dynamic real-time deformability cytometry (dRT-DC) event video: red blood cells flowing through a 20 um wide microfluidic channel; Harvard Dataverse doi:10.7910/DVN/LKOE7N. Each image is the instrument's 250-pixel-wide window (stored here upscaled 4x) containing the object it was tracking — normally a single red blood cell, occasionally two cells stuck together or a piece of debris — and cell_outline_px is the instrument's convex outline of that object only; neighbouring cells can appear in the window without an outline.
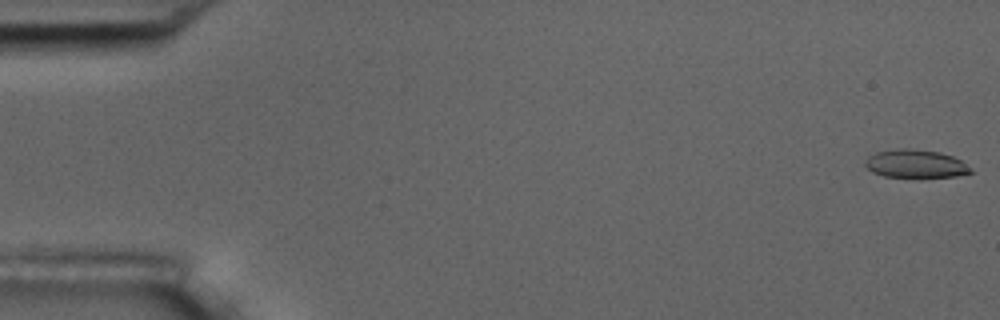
{"species": "common noctule bat (a hibernating species)", "species_latin": "Nyctalus noctula", "temperature_condition": "room temperature", "stored_images_in_passage": 56, "camera_frame_rate_fps": 3000, "um_per_image_px": 0.085, "animal": {"sex": "male", "body_mass_g": 17.5, "forearm_length_mm": 52.3}, "frame": {"image": 1, "passage_image": 1, "time_ms": 0.0, "image_size_px": [1000, 320], "cell_outline_px": [[972, 172], [956, 176], [884, 176], [872, 172], [864, 164], [864, 160], [868, 156], [876, 152], [896, 148], [908, 148], [940, 152], [952, 156], [960, 160]], "centroid_in_image_um": [77.74, 13.89], "position_along_channel_um": 7.3, "area_um2": 16.94}}
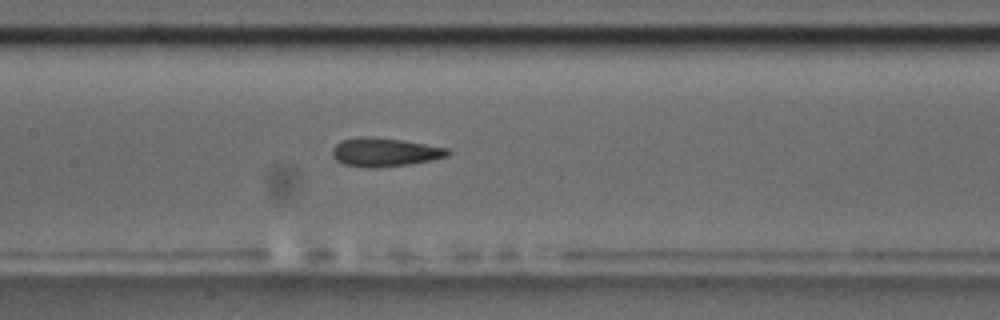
{"frame": {"image": 2, "passage_image": 27, "time_ms": 8.667, "image_size_px": [1000, 320], "cell_outline_px": [[452, 152], [448, 156], [432, 160], [408, 164], [376, 168], [344, 164], [336, 160], [332, 156], [332, 148], [340, 140], [360, 136], [372, 136], [404, 140], [448, 148]], "centroid_in_image_um": [32.7, 12.91], "position_along_channel_um": 174.7, "area_um2": 19.42}}
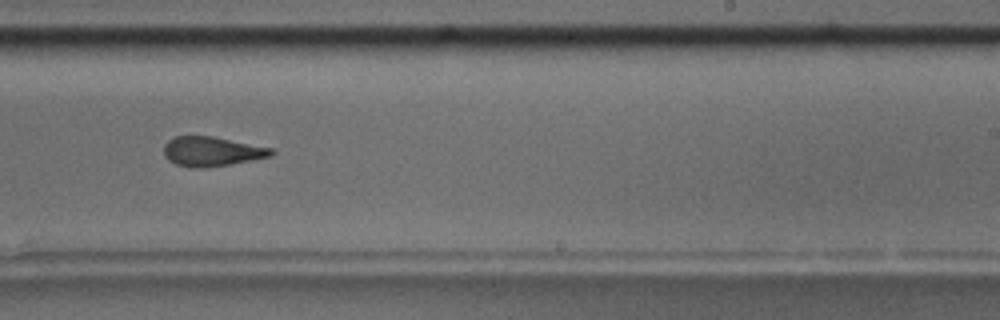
{"frame": {"image": 3, "passage_image": 35, "time_ms": 11.333, "image_size_px": [1000, 320], "cell_outline_px": [[276, 152], [272, 156], [228, 164], [200, 168], [192, 168], [176, 164], [168, 160], [164, 156], [164, 144], [168, 140], [176, 136], [212, 136], [272, 148]], "centroid_in_image_um": [17.98, 12.87], "position_along_channel_um": 271.0, "area_um2": 18.38}, "authors_computed_cell_mechanics": {"area_um2": 19.074, "velocity_mm_per_s": 3.6243, "shape_relaxation_time_tau1_ms": 5.0114, "shape_relaxation_time_tau2_ms": 2.9826, "deformation_change_tau1": 0.1604, "deformation_change_tau2": 0.1126}}